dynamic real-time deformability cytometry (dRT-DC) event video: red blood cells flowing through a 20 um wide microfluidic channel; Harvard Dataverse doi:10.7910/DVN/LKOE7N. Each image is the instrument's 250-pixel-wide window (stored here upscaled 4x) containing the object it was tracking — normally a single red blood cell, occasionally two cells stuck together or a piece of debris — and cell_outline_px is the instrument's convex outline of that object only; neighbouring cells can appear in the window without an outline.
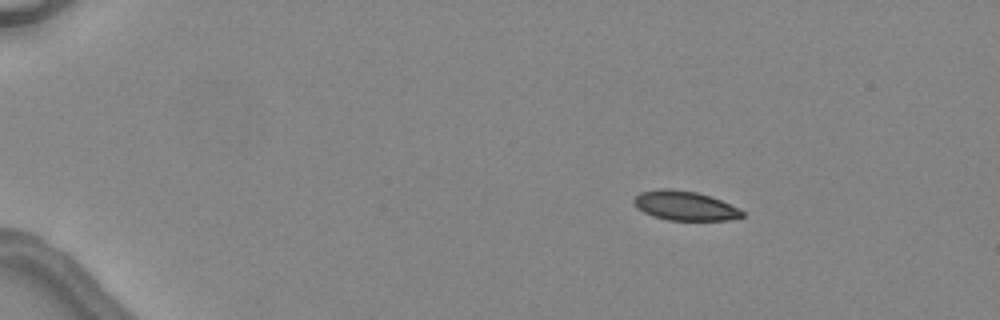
{"species": "common noctule bat (a hibernating species)", "species_latin": "Nyctalus noctula", "temperature_condition": "warm", "stored_images_in_passage": 3, "camera_frame_rate_fps": 3000, "um_per_image_px": 0.085, "animal": {"sex": "female", "body_mass_g": 24.6, "forearm_length_mm": 56.2}, "frame": {"image": 1, "passage_image": 1, "time_ms": 0.0, "image_size_px": [1000, 320], "cell_outline_px": [[744, 216], [732, 220], [668, 220], [652, 216], [636, 208], [632, 200], [640, 192], [656, 188], [672, 188], [696, 192], [712, 196], [740, 208], [744, 212]], "centroid_in_image_um": [58.21, 17.47], "position_along_channel_um": 26.8, "area_um2": 18.9}}